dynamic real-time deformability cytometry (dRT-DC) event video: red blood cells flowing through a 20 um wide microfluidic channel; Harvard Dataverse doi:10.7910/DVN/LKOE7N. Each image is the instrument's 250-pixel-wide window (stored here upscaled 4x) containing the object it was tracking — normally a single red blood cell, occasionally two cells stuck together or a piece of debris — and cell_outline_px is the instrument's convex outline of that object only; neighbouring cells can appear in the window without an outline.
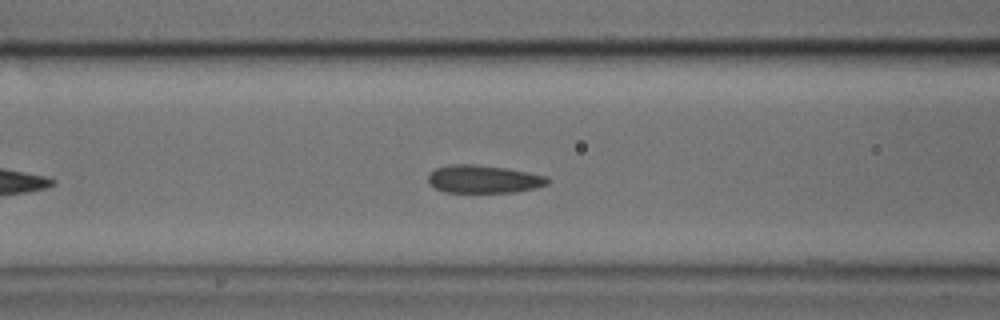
{"species": "common noctule bat (a hibernating species)", "species_latin": "Nyctalus noctula", "temperature_condition": "cold", "stored_images_in_passage": 31, "camera_frame_rate_fps": 3000, "um_per_image_px": 0.085, "animal": {"sex": "male", "body_mass_g": 17.9, "forearm_length_mm": 54.2}, "frame": {"image": 1, "passage_image": 11, "time_ms": 3.333, "image_size_px": [1000, 320], "cell_outline_px": [[548, 184], [536, 188], [516, 192], [444, 192], [436, 188], [428, 180], [428, 172], [436, 168], [452, 164], [472, 164], [508, 168], [548, 176]], "centroid_in_image_um": [41.12, 15.22], "position_along_channel_um": 125.5, "area_um2": 19.48}}
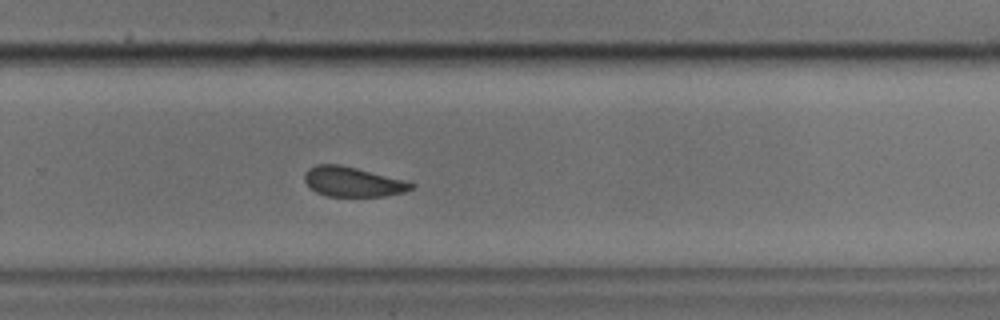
{"frame": {"image": 2, "passage_image": 24, "time_ms": 7.667, "image_size_px": [1000, 320], "cell_outline_px": [[416, 184], [412, 188], [404, 192], [384, 196], [328, 196], [316, 192], [304, 180], [304, 172], [308, 168], [316, 164], [340, 164], [408, 180]], "centroid_in_image_um": [30.01, 15.44], "position_along_channel_um": 299.8, "area_um2": 18.67}}
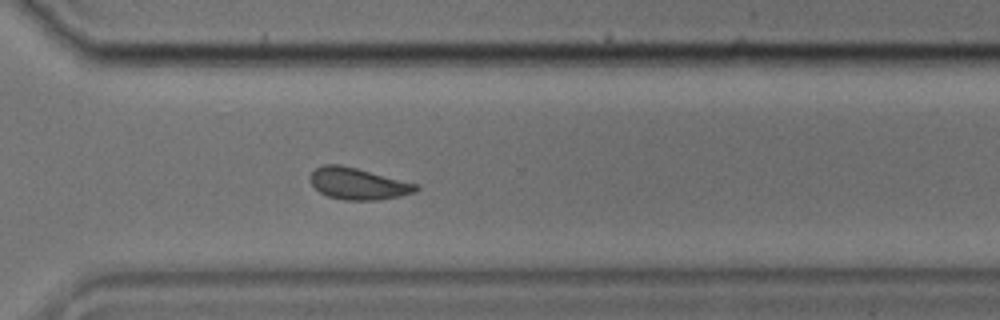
{"frame": {"image": 3, "passage_image": 27, "time_ms": 8.667, "image_size_px": [1000, 320], "cell_outline_px": [[420, 188], [416, 192], [400, 196], [376, 200], [344, 200], [328, 196], [320, 192], [308, 180], [308, 176], [316, 168], [324, 164], [340, 164], [420, 184]], "centroid_in_image_um": [30.45, 15.61], "position_along_channel_um": 340.2, "area_um2": 19.65}}